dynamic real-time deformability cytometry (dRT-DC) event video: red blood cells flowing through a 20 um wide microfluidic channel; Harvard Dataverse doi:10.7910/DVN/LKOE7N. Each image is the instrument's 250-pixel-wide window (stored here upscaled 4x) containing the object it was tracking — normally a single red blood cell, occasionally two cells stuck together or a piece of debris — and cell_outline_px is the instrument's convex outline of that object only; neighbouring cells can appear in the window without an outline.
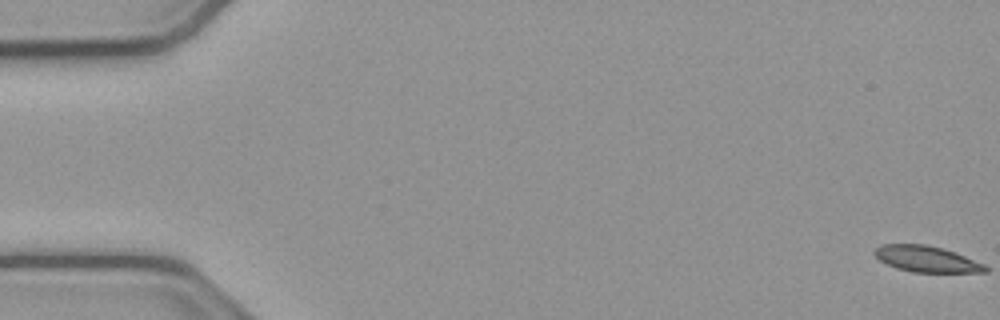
{"species": "common noctule bat (a hibernating species)", "species_latin": "Nyctalus noctula", "temperature_condition": "cold", "stored_images_in_passage": 42, "camera_frame_rate_fps": 3000, "um_per_image_px": 0.085, "animal": {"sex": "male", "body_mass_g": 23.1, "forearm_length_mm": 52.7}, "frame": {"image": 1, "passage_image": 1, "time_ms": 0.0, "image_size_px": [1000, 320], "cell_outline_px": [[984, 268], [964, 272], [924, 272], [904, 268], [892, 264], [884, 260], [916, 248], [932, 248], [948, 252], [960, 256]], "centroid_in_image_um": [79.28, 22.21], "position_along_channel_um": 5.7, "area_um2": 11.1}}
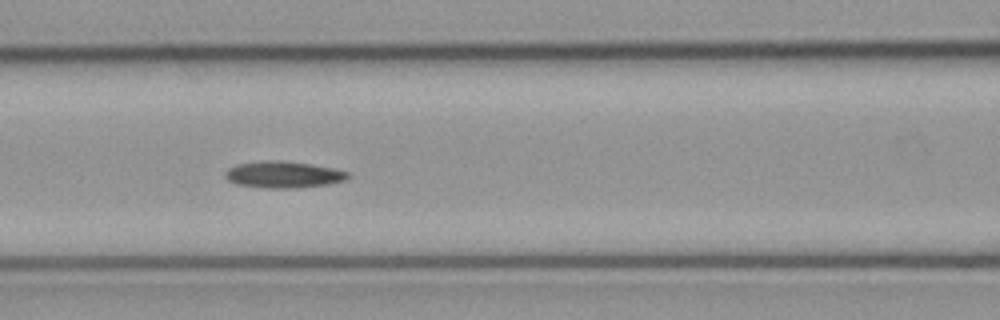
{"frame": {"image": 2, "passage_image": 24, "time_ms": 7.667, "image_size_px": [1000, 320], "cell_outline_px": [[340, 176], [332, 180], [300, 184], [264, 184], [240, 180], [232, 176], [232, 172], [244, 168], [264, 164], [292, 164], [340, 172]], "centroid_in_image_um": [24.16, 14.82], "position_along_channel_um": 142.4, "area_um2": 11.91}}
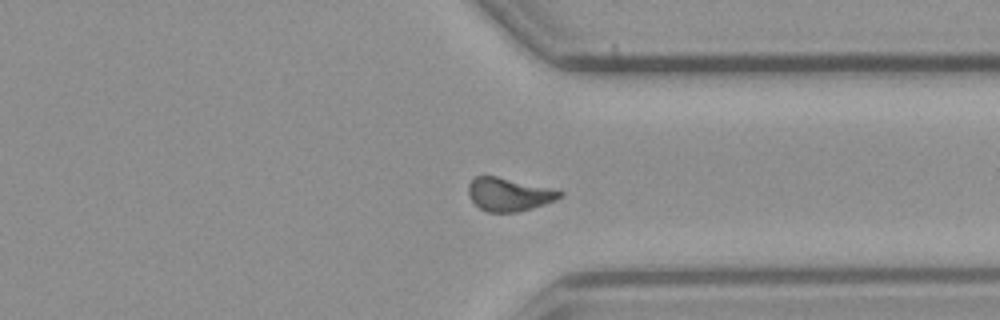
{"frame": {"image": 3, "passage_image": 42, "time_ms": 13.667, "image_size_px": [1000, 320], "cell_outline_px": [[560, 192], [556, 196], [520, 208], [484, 208], [472, 196], [472, 184], [484, 176], [488, 176]], "centroid_in_image_um": [43.16, 16.45], "position_along_channel_um": 368.2, "area_um2": 13.35}}